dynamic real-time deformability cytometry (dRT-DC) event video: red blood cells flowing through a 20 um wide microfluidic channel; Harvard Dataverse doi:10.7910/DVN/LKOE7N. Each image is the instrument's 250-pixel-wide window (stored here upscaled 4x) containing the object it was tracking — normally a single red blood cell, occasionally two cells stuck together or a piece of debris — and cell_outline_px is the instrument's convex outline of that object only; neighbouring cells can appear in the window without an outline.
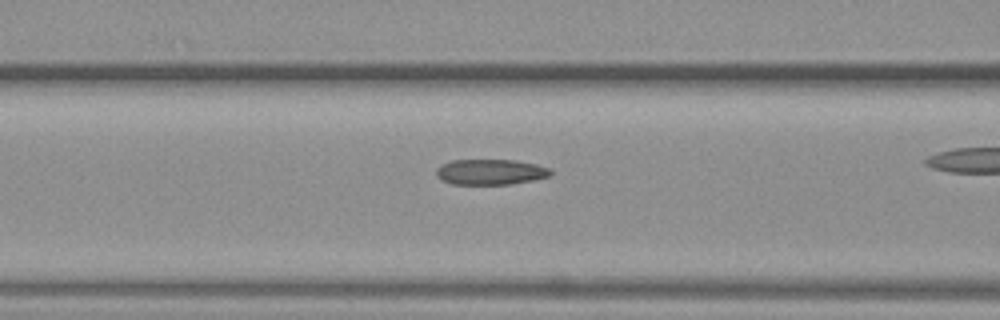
{"species": "common noctule bat (a hibernating species)", "species_latin": "Nyctalus noctula", "temperature_condition": "warm", "stored_images_in_passage": 36, "camera_frame_rate_fps": 3000, "um_per_image_px": 0.085, "animal": {"sex": "female", "body_mass_g": 19.3, "forearm_length_mm": 54.1}, "frame": {"image": 1, "passage_image": 16, "time_ms": 5.0, "image_size_px": [1000, 320], "cell_outline_px": [[552, 172], [548, 176], [532, 180], [508, 184], [452, 184], [436, 176], [436, 168], [440, 164], [452, 160], [516, 160], [536, 164], [548, 168]], "centroid_in_image_um": [41.65, 14.6], "position_along_channel_um": 125.0, "area_um2": 16.88}}
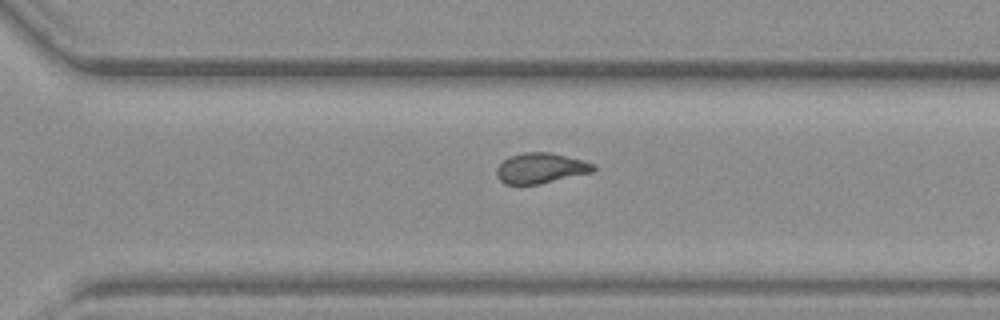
{"frame": {"image": 2, "passage_image": 31, "time_ms": 10.0, "image_size_px": [1000, 320], "cell_outline_px": [[596, 168], [592, 172], [540, 184], [504, 184], [496, 176], [496, 168], [508, 156], [524, 152], [552, 152], [584, 160], [592, 164]], "centroid_in_image_um": [45.94, 14.28], "position_along_channel_um": 324.7, "area_um2": 17.22}}